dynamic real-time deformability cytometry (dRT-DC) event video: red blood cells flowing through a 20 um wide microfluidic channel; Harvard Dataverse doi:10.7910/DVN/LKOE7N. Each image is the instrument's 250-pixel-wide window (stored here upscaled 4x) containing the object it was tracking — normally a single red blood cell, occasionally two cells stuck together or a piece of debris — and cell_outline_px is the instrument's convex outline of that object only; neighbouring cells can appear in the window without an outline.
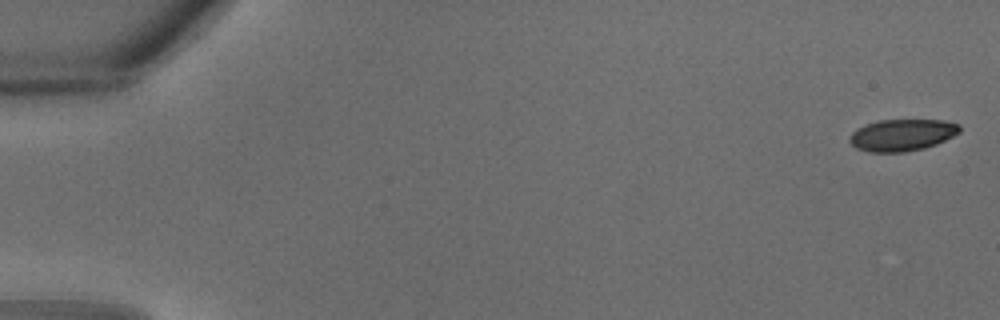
{"species": "common noctule bat (a hibernating species)", "species_latin": "Nyctalus noctula", "temperature_condition": "warm", "stored_images_in_passage": 13, "camera_frame_rate_fps": 3000, "um_per_image_px": 0.085, "animal": {"sex": "male", "body_mass_g": 18.8}, "frame": {"image": 1, "passage_image": 1, "time_ms": 0.0, "image_size_px": [1000, 320], "cell_outline_px": [[960, 132], [936, 144], [924, 148], [904, 152], [872, 152], [856, 148], [848, 140], [852, 132], [856, 128], [864, 124], [876, 120], [944, 120], [960, 124]], "centroid_in_image_um": [76.65, 11.46], "position_along_channel_um": 8.3, "area_um2": 20.46}}
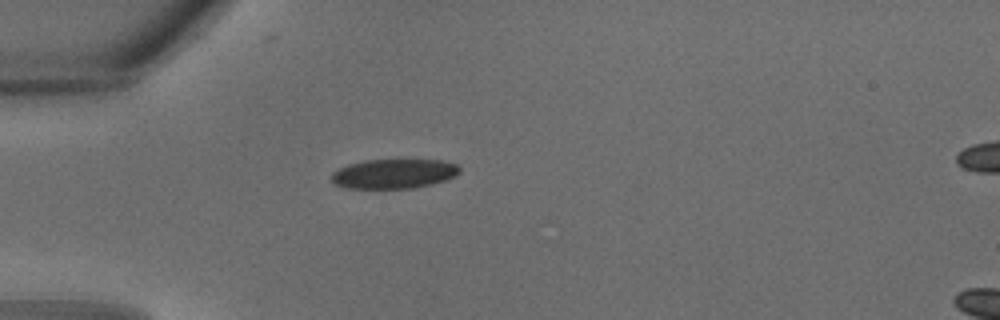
{"frame": {"image": 2, "passage_image": 10, "time_ms": 3.0, "image_size_px": [1000, 320], "cell_outline_px": [[460, 172], [456, 176], [432, 184], [412, 188], [348, 188], [332, 184], [328, 176], [332, 172], [348, 164], [364, 160], [440, 160], [456, 164], [460, 168]], "centroid_in_image_um": [33.43, 14.77], "position_along_channel_um": 51.6, "area_um2": 22.2}}
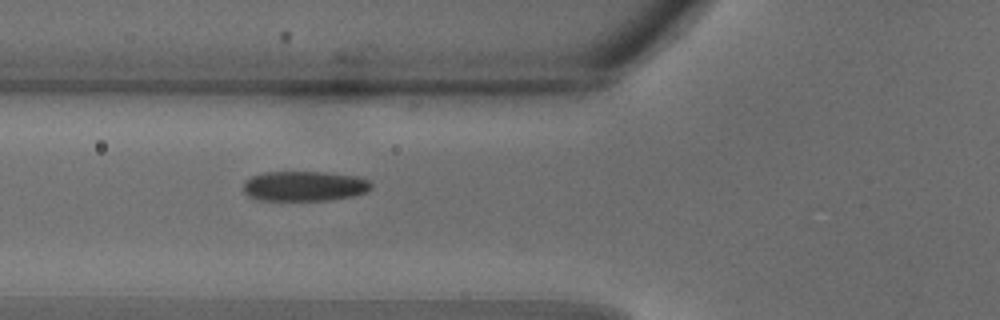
{"frame": {"image": 3, "passage_image": 13, "time_ms": 4.0, "image_size_px": [1000, 320], "cell_outline_px": [[372, 188], [368, 192], [352, 196], [332, 200], [256, 200], [248, 196], [244, 192], [244, 180], [252, 176], [264, 172], [324, 172], [356, 176], [368, 180], [372, 184]], "centroid_in_image_um": [25.87, 15.82], "position_along_channel_um": 99.9, "area_um2": 22.54}}